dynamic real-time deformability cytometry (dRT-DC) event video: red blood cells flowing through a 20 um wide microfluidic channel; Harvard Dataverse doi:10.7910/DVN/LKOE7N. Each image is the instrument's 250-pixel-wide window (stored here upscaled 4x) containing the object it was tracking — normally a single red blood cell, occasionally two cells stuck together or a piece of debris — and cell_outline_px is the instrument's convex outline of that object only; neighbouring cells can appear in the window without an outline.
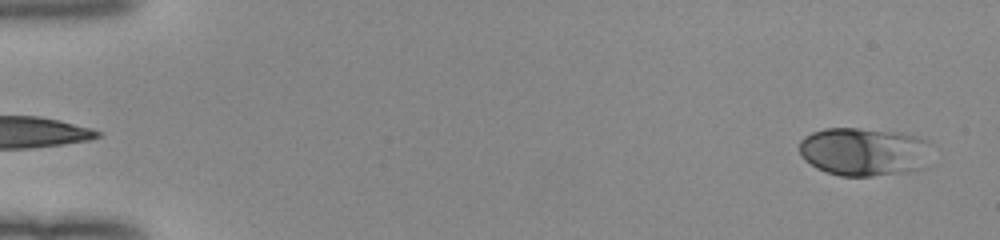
{"species": "human", "species_latin": "Homo sapiens", "temperature_condition": "room temperature", "stored_images_in_passage": 51, "camera_frame_rate_fps": 3000, "um_per_image_px": 0.085, "donor": {"sex": "female"}, "frame": {"image": 1, "passage_image": 2, "time_ms": 0.333, "image_size_px": [1000, 240], "cell_outline_px": [[928, 168], [872, 176], [840, 176], [816, 168], [804, 160], [800, 156], [800, 140], [804, 136], [812, 132], [824, 128], [856, 128], [900, 132], [916, 136], [928, 140]], "centroid_in_image_um": [73.43, 12.89], "position_along_channel_um": 11.6, "area_um2": 37.51}}
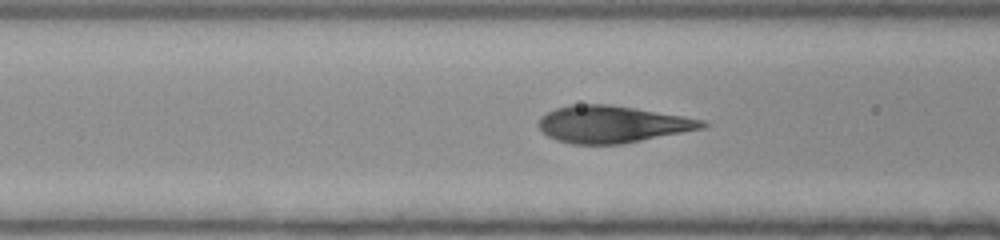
{"frame": {"image": 2, "passage_image": 21, "time_ms": 6.667, "image_size_px": [1000, 240], "cell_outline_px": [[708, 124], [704, 128], [620, 144], [572, 144], [556, 140], [548, 136], [536, 124], [540, 116], [556, 108], [568, 104], [612, 104], [684, 116], [704, 120]], "centroid_in_image_um": [52.01, 10.55], "position_along_channel_um": 114.6, "area_um2": 35.32}}
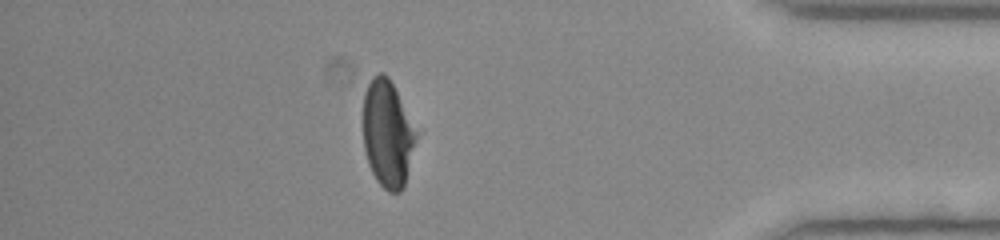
{"frame": {"image": 3, "passage_image": 45, "time_ms": 14.667, "image_size_px": [1000, 240], "cell_outline_px": [[416, 136], [404, 188], [400, 192], [388, 192], [376, 180], [368, 164], [364, 148], [364, 92], [372, 76], [376, 72], [384, 72], [388, 76], [416, 132]], "centroid_in_image_um": [32.91, 11.38], "position_along_channel_um": 402.3, "area_um2": 32.43}}